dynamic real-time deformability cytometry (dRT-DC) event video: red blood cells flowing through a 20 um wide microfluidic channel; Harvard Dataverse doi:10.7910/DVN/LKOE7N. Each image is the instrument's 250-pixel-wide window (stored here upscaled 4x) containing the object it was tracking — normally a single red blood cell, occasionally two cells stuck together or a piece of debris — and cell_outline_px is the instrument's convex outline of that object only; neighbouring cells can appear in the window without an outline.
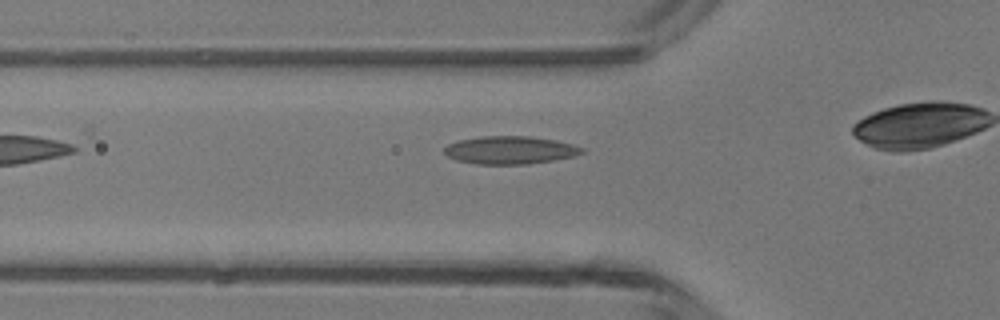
{"species": "common noctule bat (a hibernating species)", "species_latin": "Nyctalus noctula", "temperature_condition": "room temperature", "stored_images_in_passage": 24, "camera_frame_rate_fps": 3000, "um_per_image_px": 0.085, "animal": {"sex": "male", "body_mass_g": 13.3}, "frame": {"image": 1, "passage_image": 3, "time_ms": 0.667, "image_size_px": [1000, 320], "cell_outline_px": [[584, 152], [572, 156], [556, 160], [528, 164], [476, 164], [456, 160], [448, 156], [444, 152], [444, 148], [448, 144], [456, 140], [480, 136], [528, 136], [556, 140], [572, 144], [584, 148]], "centroid_in_image_um": [43.34, 12.75], "position_along_channel_um": 82.5, "area_um2": 22.48}}
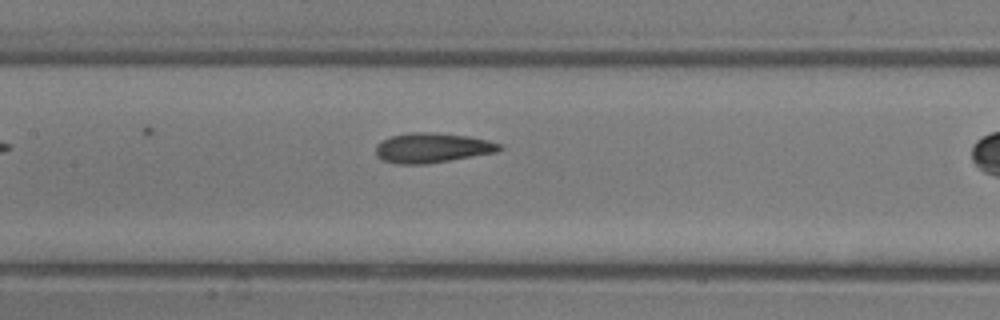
{"frame": {"image": 2, "passage_image": 9, "time_ms": 2.667, "image_size_px": [1000, 320], "cell_outline_px": [[504, 148], [496, 152], [428, 164], [396, 164], [384, 160], [376, 156], [376, 144], [392, 136], [408, 132], [436, 132], [468, 136], [488, 140], [500, 144]], "centroid_in_image_um": [36.74, 12.56], "position_along_channel_um": 170.7, "area_um2": 21.56}}
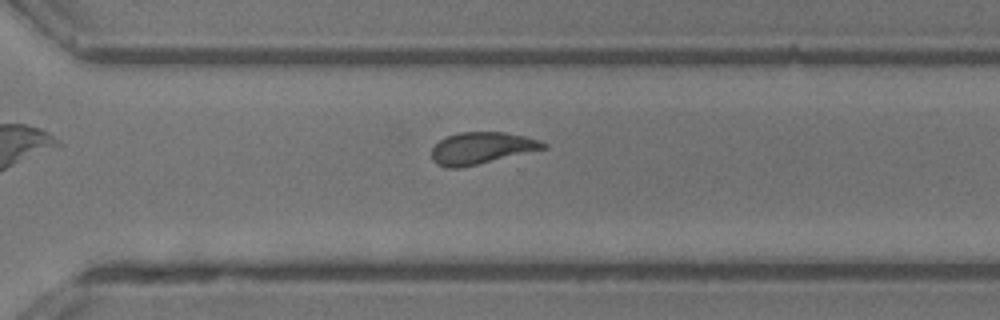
{"frame": {"image": 3, "passage_image": 20, "time_ms": 6.333, "image_size_px": [1000, 320], "cell_outline_px": [[548, 144], [544, 148], [460, 168], [448, 168], [436, 164], [432, 160], [432, 148], [440, 140], [448, 136], [460, 132], [504, 132], [524, 136], [540, 140]], "centroid_in_image_um": [40.88, 12.58], "position_along_channel_um": 329.7, "area_um2": 20.35}, "authors_computed_cell_mechanics": {"area_um2": 21.2126, "velocity_mm_per_s": 4.3593, "shape_relaxation_time_tau1_ms": 7.2787, "shape_relaxation_time_tau2_ms": 1.5847, "deformation_change_tau1": 0.1595, "deformation_change_tau2": 0.0808}}